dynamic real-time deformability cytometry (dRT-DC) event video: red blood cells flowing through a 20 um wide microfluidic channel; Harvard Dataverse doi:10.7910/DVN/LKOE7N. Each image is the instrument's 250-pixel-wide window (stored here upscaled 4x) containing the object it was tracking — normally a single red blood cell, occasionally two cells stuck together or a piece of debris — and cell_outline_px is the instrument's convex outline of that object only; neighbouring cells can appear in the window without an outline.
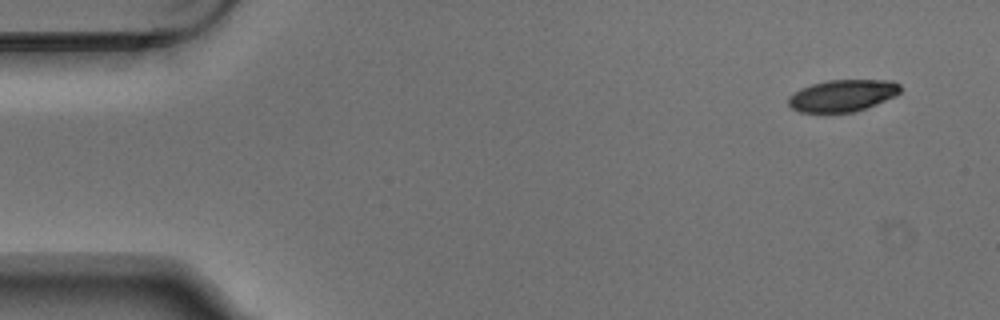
{"species": "Egyptian fruit bat (a non-hibernating species)", "species_latin": "Rousettus aegyptiacus", "temperature_condition": "warm", "stored_images_in_passage": 4, "camera_frame_rate_fps": 3000, "um_per_image_px": 0.085, "animal": {"sex": "male"}, "frame": {"image": 1, "passage_image": 1, "time_ms": 0.0, "image_size_px": [1000, 320], "cell_outline_px": [[900, 92], [896, 96], [876, 104], [852, 112], [800, 112], [792, 108], [788, 104], [788, 96], [800, 88], [812, 84], [828, 80], [892, 80], [900, 84]], "centroid_in_image_um": [71.61, 8.11], "position_along_channel_um": 13.4, "area_um2": 20.75}}
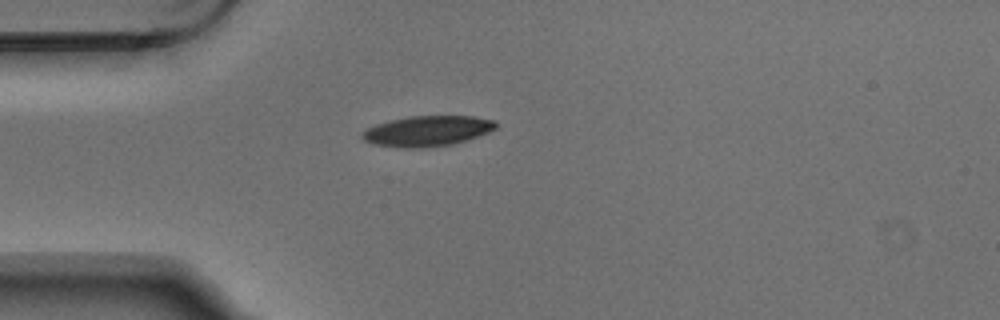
{"frame": {"image": 2, "passage_image": 4, "time_ms": 1.0, "image_size_px": [1000, 320], "cell_outline_px": [[496, 128], [488, 132], [452, 144], [424, 148], [396, 148], [372, 144], [364, 140], [360, 136], [368, 128], [376, 124], [408, 116], [472, 116], [496, 120]], "centroid_in_image_um": [36.29, 11.14], "position_along_channel_um": 48.7, "area_um2": 23.64}}